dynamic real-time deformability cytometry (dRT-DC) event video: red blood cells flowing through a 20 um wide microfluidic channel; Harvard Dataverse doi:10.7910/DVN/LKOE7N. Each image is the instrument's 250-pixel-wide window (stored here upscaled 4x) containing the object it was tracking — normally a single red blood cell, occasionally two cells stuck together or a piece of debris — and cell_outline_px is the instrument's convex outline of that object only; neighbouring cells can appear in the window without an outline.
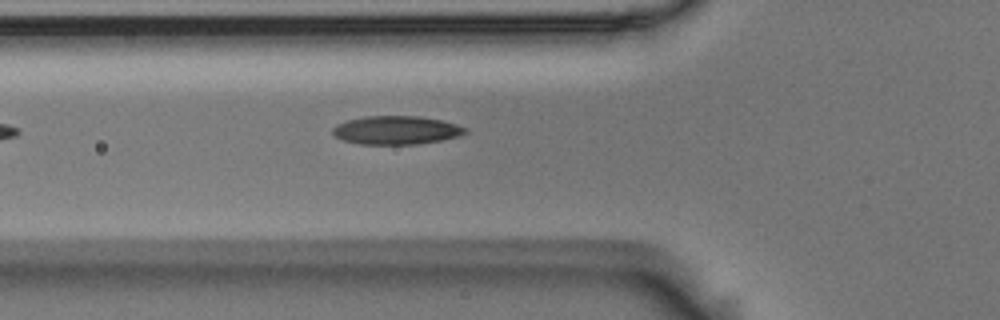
{"species": "Egyptian fruit bat (a non-hibernating species)", "species_latin": "Rousettus aegyptiacus", "temperature_condition": "room temperature", "stored_images_in_passage": 8, "camera_frame_rate_fps": 3000, "um_per_image_px": 0.085, "animal": {"sex": "male"}, "frame": {"image": 1, "passage_image": 3, "time_ms": 0.667, "image_size_px": [1000, 320], "cell_outline_px": [[468, 132], [456, 136], [440, 140], [416, 144], [360, 144], [344, 140], [336, 136], [332, 132], [332, 128], [336, 124], [348, 120], [364, 116], [420, 116], [440, 120], [456, 124], [468, 128]], "centroid_in_image_um": [33.67, 11.05], "position_along_channel_um": 92.1, "area_um2": 21.85}}